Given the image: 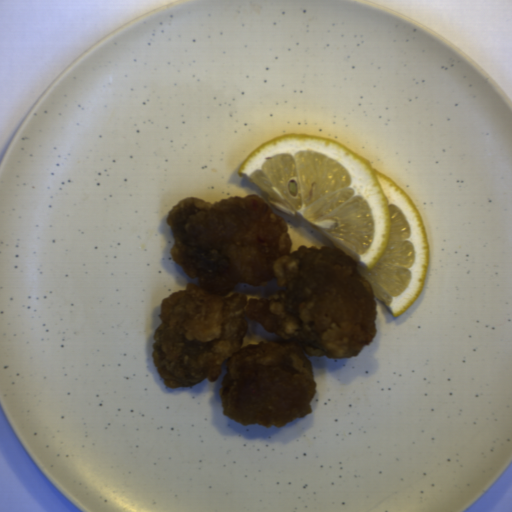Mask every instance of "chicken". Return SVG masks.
<instances>
[{
	"label": "chicken",
	"mask_w": 512,
	"mask_h": 512,
	"mask_svg": "<svg viewBox=\"0 0 512 512\" xmlns=\"http://www.w3.org/2000/svg\"><path fill=\"white\" fill-rule=\"evenodd\" d=\"M256 194L187 196L167 214L168 251L197 278L160 303L151 361L174 389L225 367L218 402L243 426L313 412L311 356L354 357L378 333L372 283L336 247L291 251L285 217Z\"/></svg>",
	"instance_id": "chicken-1"
}]
</instances>
